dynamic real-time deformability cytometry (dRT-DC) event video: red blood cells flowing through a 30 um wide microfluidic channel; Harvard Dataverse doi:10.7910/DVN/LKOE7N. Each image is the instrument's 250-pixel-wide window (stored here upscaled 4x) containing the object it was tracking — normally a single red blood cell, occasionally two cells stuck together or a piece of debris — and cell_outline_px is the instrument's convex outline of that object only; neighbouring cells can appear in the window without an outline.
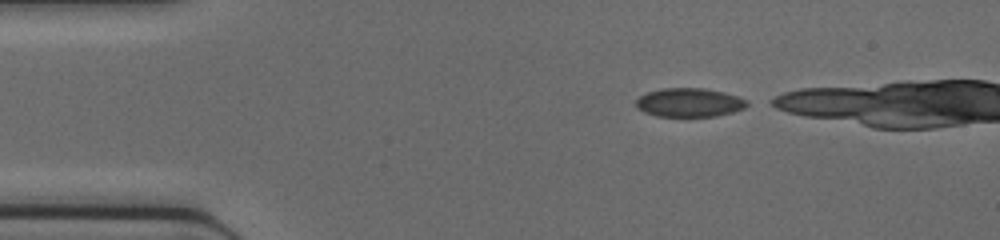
{"species": "common noctule bat (a hibernating species)", "species_latin": "Nyctalus noctula", "temperature_condition": "cold", "stored_images_in_passage": 10, "camera_frame_rate_fps": 3000, "um_per_image_px": 0.085, "animal": {"sex": "female", "body_mass_g": 17.0, "forearm_length_mm": 48.0}, "frame": {"image": 1, "passage_image": 1, "time_ms": 0.0, "image_size_px": [1000, 240], "cell_outline_px": [[752, 104], [744, 108], [732, 112], [716, 116], [656, 116], [644, 112], [636, 108], [636, 100], [640, 96], [648, 92], [660, 88], [704, 88], [724, 92], [748, 100]], "centroid_in_image_um": [58.61, 8.71], "position_along_channel_um": 26.4, "area_um2": 18.73}}
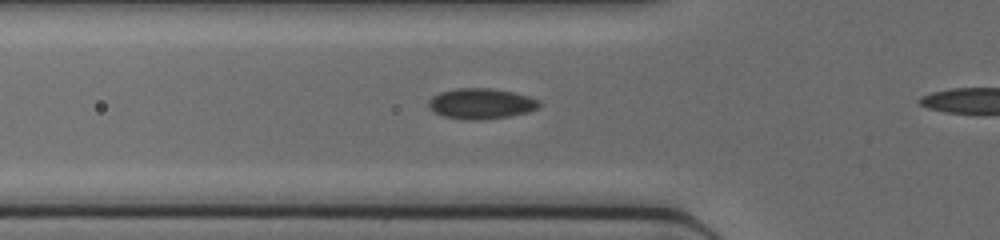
{"frame": {"image": 2, "passage_image": 9, "time_ms": 2.667, "image_size_px": [1000, 240], "cell_outline_px": [[540, 108], [528, 112], [508, 116], [480, 120], [464, 120], [444, 116], [432, 112], [428, 108], [428, 100], [432, 96], [440, 92], [456, 88], [488, 88], [512, 92], [528, 96], [540, 100]], "centroid_in_image_um": [40.86, 8.81], "position_along_channel_um": 84.9, "area_um2": 19.88}}